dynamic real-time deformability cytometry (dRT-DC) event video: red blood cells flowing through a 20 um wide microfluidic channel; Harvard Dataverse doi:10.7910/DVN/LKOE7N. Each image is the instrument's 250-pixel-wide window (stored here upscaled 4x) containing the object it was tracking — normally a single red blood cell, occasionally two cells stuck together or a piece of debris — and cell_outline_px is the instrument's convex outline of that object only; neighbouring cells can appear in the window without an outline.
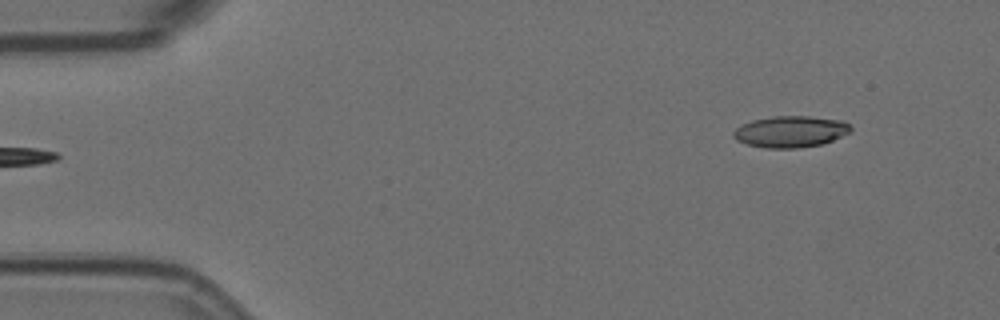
{"species": "Egyptian fruit bat (a non-hibernating species)", "species_latin": "Rousettus aegyptiacus", "temperature_condition": "room temperature", "stored_images_in_passage": 6, "segment_of_instrument_passage": [2, 2], "camera_frame_rate_fps": 3000, "um_per_image_px": 0.085, "animal": {"sex": "female"}, "frame": {"image": 1, "passage_image": 6, "time_ms": 1.667, "image_size_px": [1000, 320], "cell_outline_px": [[852, 132], [832, 140], [820, 144], [796, 148], [764, 148], [748, 144], [736, 140], [732, 136], [732, 132], [736, 128], [752, 120], [772, 116], [808, 116], [844, 120], [852, 128]], "centroid_in_image_um": [67.2, 11.18], "position_along_channel_um": 17.8, "area_um2": 21.5}}